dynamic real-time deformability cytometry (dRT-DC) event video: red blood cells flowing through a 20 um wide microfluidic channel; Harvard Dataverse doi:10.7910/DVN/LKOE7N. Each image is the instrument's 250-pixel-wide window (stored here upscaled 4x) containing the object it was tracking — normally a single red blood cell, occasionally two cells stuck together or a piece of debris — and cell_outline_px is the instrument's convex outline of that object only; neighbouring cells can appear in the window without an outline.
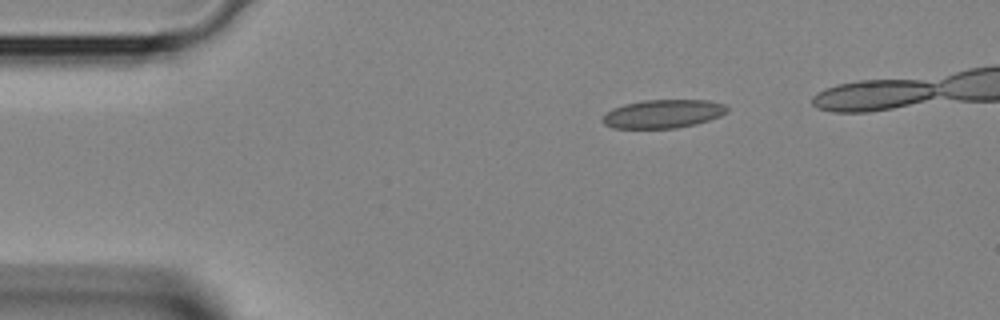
{"species": "Egyptian fruit bat (a non-hibernating species)", "species_latin": "Rousettus aegyptiacus", "temperature_condition": "room temperature", "stored_images_in_passage": 3, "camera_frame_rate_fps": 3000, "um_per_image_px": 0.085, "animal": {"sex": "female"}, "frame": {"image": 1, "passage_image": 3, "time_ms": 0.667, "image_size_px": [1000, 320], "cell_outline_px": [[728, 112], [720, 116], [696, 124], [676, 128], [612, 128], [604, 124], [600, 120], [612, 108], [624, 104], [644, 100], [708, 100], [724, 104], [728, 108]], "centroid_in_image_um": [56.36, 9.67], "position_along_channel_um": 28.6, "area_um2": 20.69}}